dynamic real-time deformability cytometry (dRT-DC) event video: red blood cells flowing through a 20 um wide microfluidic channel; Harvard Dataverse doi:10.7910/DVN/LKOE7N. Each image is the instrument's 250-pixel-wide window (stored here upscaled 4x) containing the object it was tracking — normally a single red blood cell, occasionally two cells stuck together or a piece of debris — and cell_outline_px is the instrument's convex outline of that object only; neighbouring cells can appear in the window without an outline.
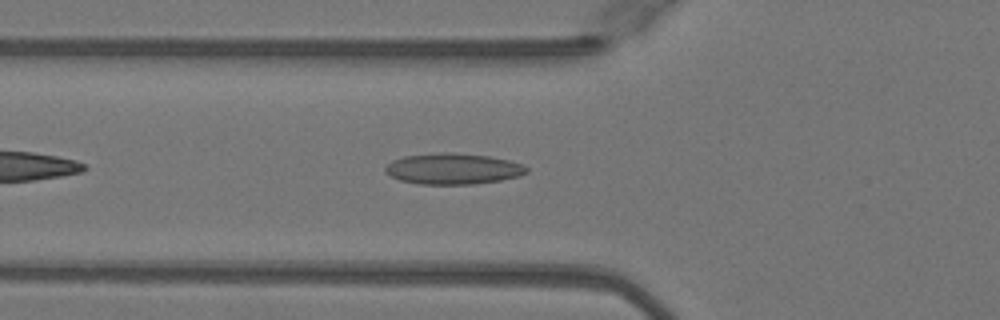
{"species": "Egyptian fruit bat (a non-hibernating species)", "species_latin": "Rousettus aegyptiacus", "temperature_condition": "warm", "stored_images_in_passage": 38, "camera_frame_rate_fps": 3000, "um_per_image_px": 0.085, "animal": {"sex": "female"}, "frame": {"image": 1, "passage_image": 6, "time_ms": 1.667, "image_size_px": [1000, 320], "cell_outline_px": [[528, 172], [520, 176], [500, 180], [472, 184], [420, 184], [400, 180], [384, 172], [384, 168], [392, 160], [404, 156], [440, 152], [452, 152], [488, 156], [508, 160], [520, 164], [528, 168]], "centroid_in_image_um": [38.49, 14.34], "position_along_channel_um": 87.3, "area_um2": 25.43}}
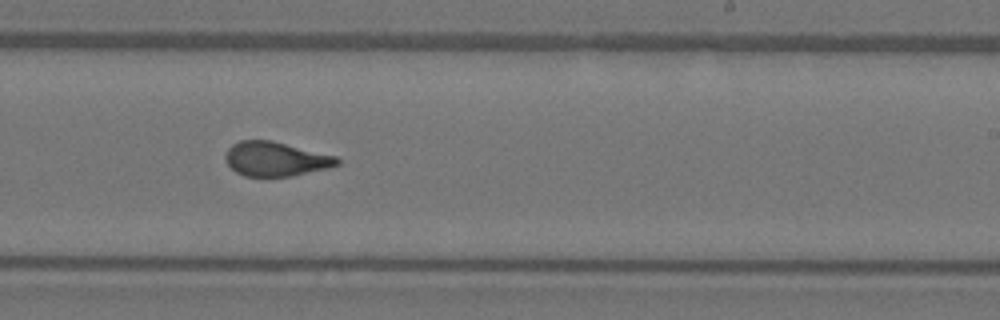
{"frame": {"image": 2, "passage_image": 19, "time_ms": 6.0, "image_size_px": [1000, 320], "cell_outline_px": [[340, 164], [328, 168], [292, 176], [244, 176], [236, 172], [228, 164], [224, 156], [228, 148], [232, 144], [240, 140], [272, 140], [336, 156], [340, 160]], "centroid_in_image_um": [23.43, 13.51], "position_along_channel_um": 265.6, "area_um2": 22.37}}
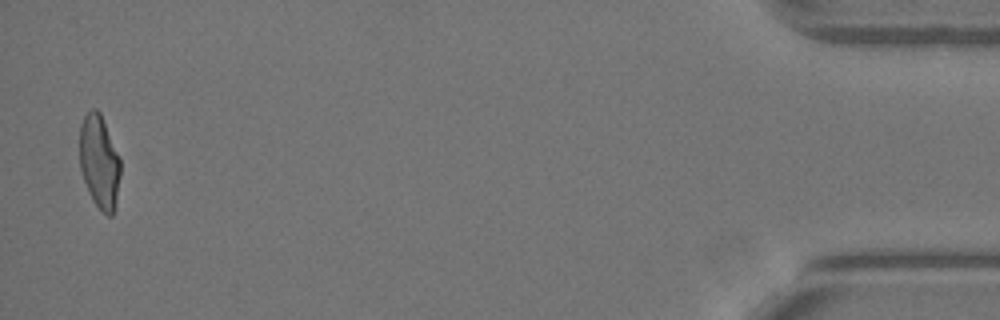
{"frame": {"image": 3, "passage_image": 37, "time_ms": 12.0, "image_size_px": [1000, 320], "cell_outline_px": [[120, 172], [116, 200], [112, 216], [108, 216], [92, 200], [88, 192], [80, 168], [80, 124], [84, 116], [92, 108], [96, 108], [100, 112], [120, 160]], "centroid_in_image_um": [8.43, 13.74], "position_along_channel_um": 426.8, "area_um2": 21.85}, "authors_computed_cell_mechanics": {"area_um2": 22.9466, "velocity_mm_per_s": 4.0964, "shape_relaxation_time_tau1_ms": null, "shape_relaxation_time_tau2_ms": 0.9649, "deformation_change_tau1": null, "deformation_change_tau2": 0.0793}}